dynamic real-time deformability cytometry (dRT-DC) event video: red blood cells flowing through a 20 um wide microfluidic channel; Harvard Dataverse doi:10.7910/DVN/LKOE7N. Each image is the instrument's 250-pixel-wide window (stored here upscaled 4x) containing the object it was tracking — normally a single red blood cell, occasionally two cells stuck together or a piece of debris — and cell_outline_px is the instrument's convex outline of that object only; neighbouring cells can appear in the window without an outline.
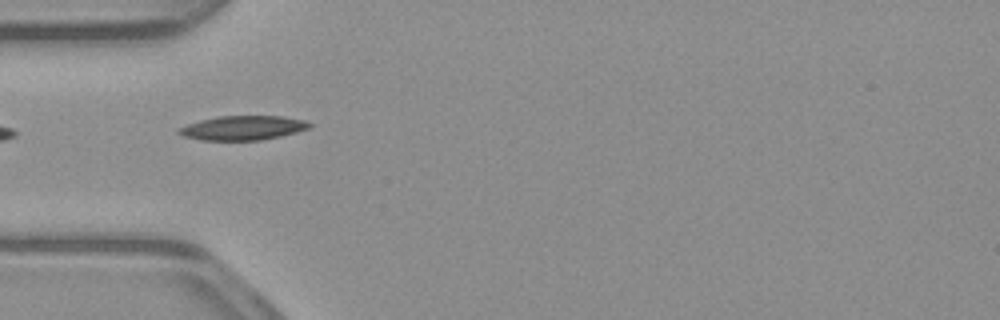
{"species": "common noctule bat (a hibernating species)", "species_latin": "Nyctalus noctula", "temperature_condition": "warm", "stored_images_in_passage": 16, "camera_frame_rate_fps": 3000, "um_per_image_px": 0.085, "animal": {"sex": "male", "body_mass_g": 23.1, "forearm_length_mm": 52.7}, "frame": {"image": 1, "passage_image": 1, "time_ms": 0.0, "image_size_px": [1000, 320], "cell_outline_px": [[312, 124], [308, 128], [296, 132], [280, 136], [260, 140], [200, 140], [184, 136], [176, 132], [176, 128], [200, 120], [216, 116], [284, 116], [304, 120]], "centroid_in_image_um": [20.6, 10.86], "position_along_channel_um": 64.4, "area_um2": 18.5}}
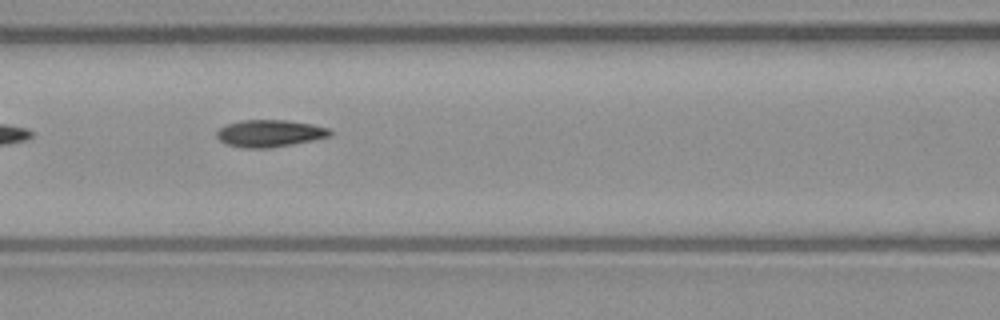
{"frame": {"image": 2, "passage_image": 7, "time_ms": 2.0, "image_size_px": [1000, 320], "cell_outline_px": [[332, 136], [292, 144], [268, 148], [244, 148], [228, 144], [220, 140], [216, 136], [216, 132], [220, 128], [228, 124], [240, 120], [284, 120], [312, 124], [328, 128], [332, 132]], "centroid_in_image_um": [22.93, 11.33], "position_along_channel_um": 143.7, "area_um2": 17.74}}
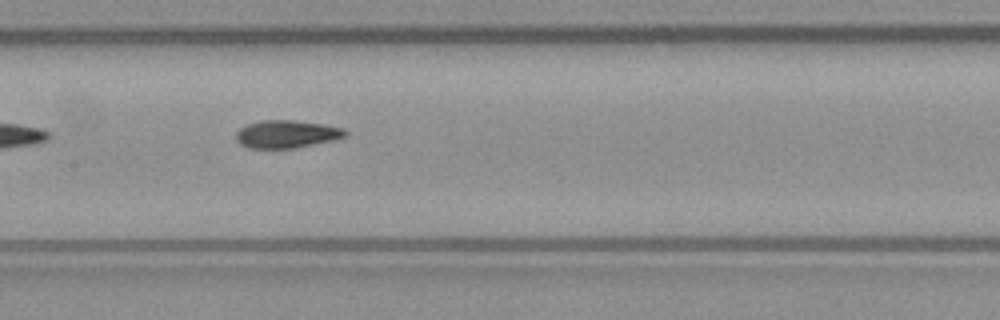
{"frame": {"image": 3, "passage_image": 10, "time_ms": 3.0, "image_size_px": [1000, 320], "cell_outline_px": [[348, 136], [332, 140], [292, 148], [248, 148], [240, 144], [236, 140], [236, 132], [240, 128], [248, 124], [260, 120], [292, 120], [324, 124], [344, 128], [348, 132]], "centroid_in_image_um": [24.36, 11.39], "position_along_channel_um": 183.0, "area_um2": 17.63}}